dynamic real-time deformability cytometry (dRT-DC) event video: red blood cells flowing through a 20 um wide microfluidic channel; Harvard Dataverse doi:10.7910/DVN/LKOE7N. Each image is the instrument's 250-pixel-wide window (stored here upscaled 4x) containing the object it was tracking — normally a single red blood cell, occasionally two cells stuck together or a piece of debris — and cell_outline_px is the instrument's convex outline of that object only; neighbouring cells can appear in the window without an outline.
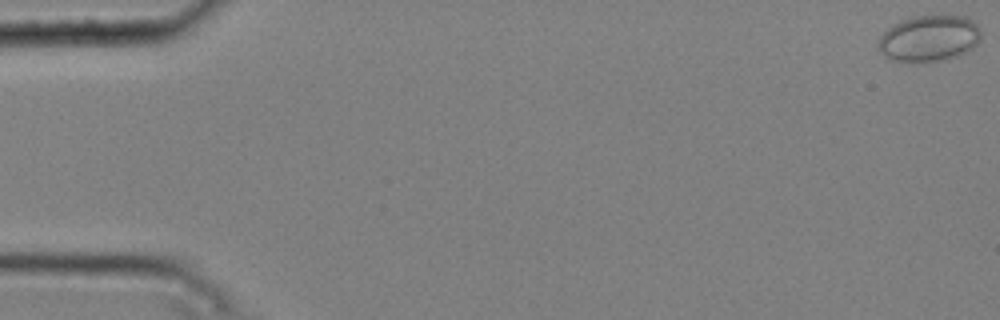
{"species": "common noctule bat (a hibernating species)", "species_latin": "Nyctalus noctula", "temperature_condition": "cold", "stored_images_in_passage": 5, "camera_frame_rate_fps": 3000, "um_per_image_px": 0.085, "animal": {"sex": "male", "body_mass_g": 20.4}, "frame": {"image": 1, "passage_image": 1, "time_ms": 0.0, "image_size_px": [1000, 320], "cell_outline_px": [[980, 40], [968, 52], [960, 56], [944, 60], [888, 60], [880, 52], [880, 36], [888, 28], [900, 20], [912, 16], [968, 16], [980, 28]], "centroid_in_image_um": [79.01, 3.24], "position_along_channel_um": 6.0, "area_um2": 27.46}}
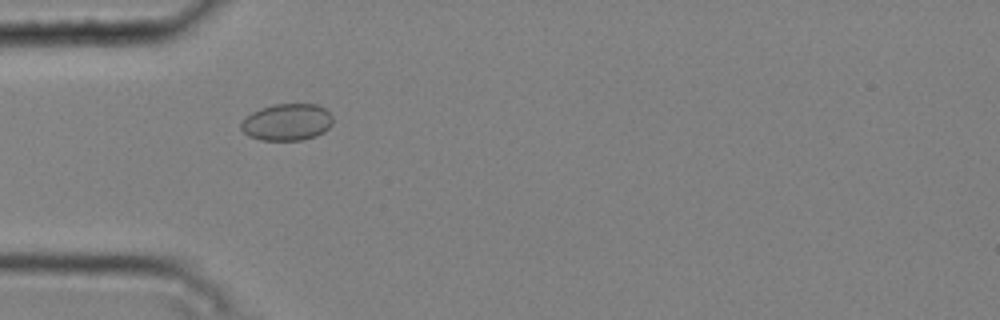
{"frame": {"image": 2, "passage_image": 5, "time_ms": 1.333, "image_size_px": [1000, 320], "cell_outline_px": [[332, 124], [324, 132], [316, 136], [300, 140], [260, 140], [248, 136], [240, 128], [240, 124], [252, 112], [260, 108], [272, 104], [316, 104], [324, 108], [332, 116]], "centroid_in_image_um": [24.39, 10.38], "position_along_channel_um": 60.6, "area_um2": 19.71}}